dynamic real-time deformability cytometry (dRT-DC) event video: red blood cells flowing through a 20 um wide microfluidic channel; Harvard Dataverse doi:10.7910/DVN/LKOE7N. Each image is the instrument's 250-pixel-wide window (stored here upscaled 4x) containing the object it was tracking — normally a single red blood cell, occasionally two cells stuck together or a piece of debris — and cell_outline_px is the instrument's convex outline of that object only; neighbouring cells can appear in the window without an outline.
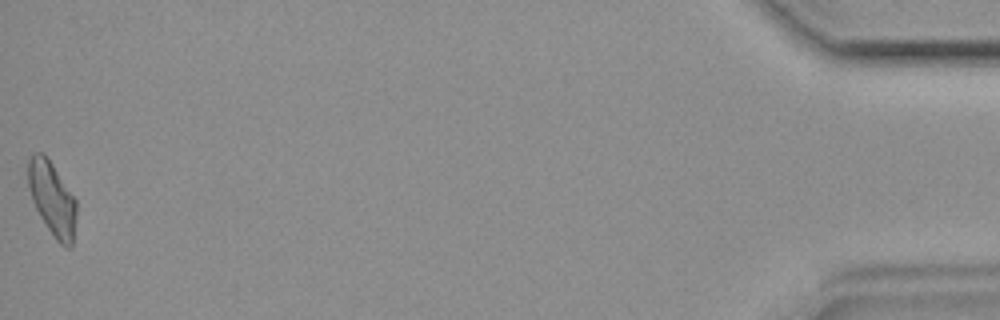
{"species": "common noctule bat (a hibernating species)", "species_latin": "Nyctalus noctula", "temperature_condition": "room temperature", "stored_images_in_passage": 36, "camera_frame_rate_fps": 3000, "um_per_image_px": 0.085, "animal": {"sex": "female", "body_mass_g": 19.9}, "frame": {"image": 1, "passage_image": 36, "time_ms": 11.667, "image_size_px": [1000, 320], "cell_outline_px": [[76, 216], [72, 248], [68, 248], [60, 244], [56, 240], [40, 216], [32, 200], [28, 188], [28, 160], [32, 152], [44, 152], [76, 200]], "centroid_in_image_um": [4.42, 16.88], "position_along_channel_um": 430.8, "area_um2": 20.69}}